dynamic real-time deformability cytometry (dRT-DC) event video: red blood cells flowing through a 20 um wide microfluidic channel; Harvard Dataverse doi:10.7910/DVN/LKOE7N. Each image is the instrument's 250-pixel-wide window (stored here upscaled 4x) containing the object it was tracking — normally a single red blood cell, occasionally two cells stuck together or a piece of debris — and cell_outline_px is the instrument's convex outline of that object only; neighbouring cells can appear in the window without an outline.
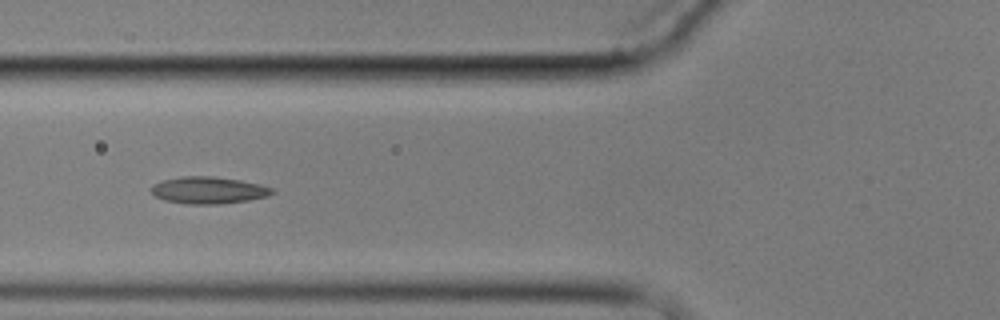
{"species": "common noctule bat (a hibernating species)", "species_latin": "Nyctalus noctula", "temperature_condition": "cold", "stored_images_in_passage": 8, "camera_frame_rate_fps": 3000, "um_per_image_px": 0.085, "animal": {"sex": "male", "body_mass_g": 17.9}, "frame": {"image": 1, "passage_image": 3, "time_ms": 2.333, "image_size_px": [1000, 320], "cell_outline_px": [[276, 192], [268, 196], [248, 200], [220, 204], [188, 204], [164, 200], [156, 196], [148, 188], [152, 184], [160, 180], [180, 176], [212, 176], [240, 180], [260, 184], [276, 188]], "centroid_in_image_um": [17.72, 16.16], "position_along_channel_um": 108.1, "area_um2": 19.31}}
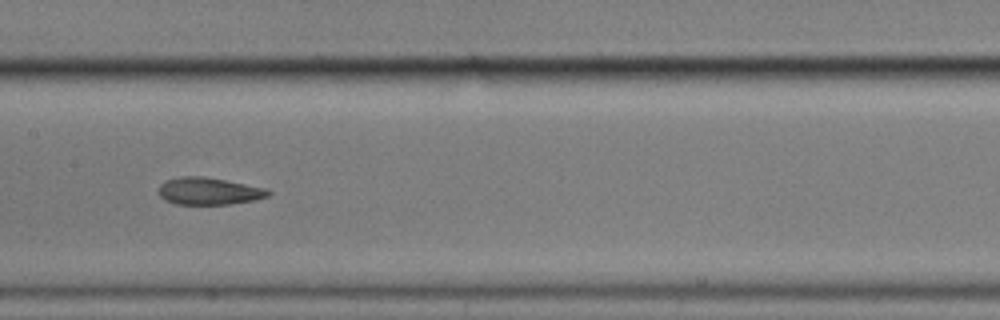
{"frame": {"image": 2, "passage_image": 5, "time_ms": 4.667, "image_size_px": [1000, 320], "cell_outline_px": [[272, 192], [268, 196], [256, 200], [228, 204], [176, 204], [164, 200], [160, 196], [160, 184], [164, 180], [180, 176], [200, 176], [224, 180], [264, 188]], "centroid_in_image_um": [17.72, 16.25], "position_along_channel_um": 189.7, "area_um2": 17.22}}
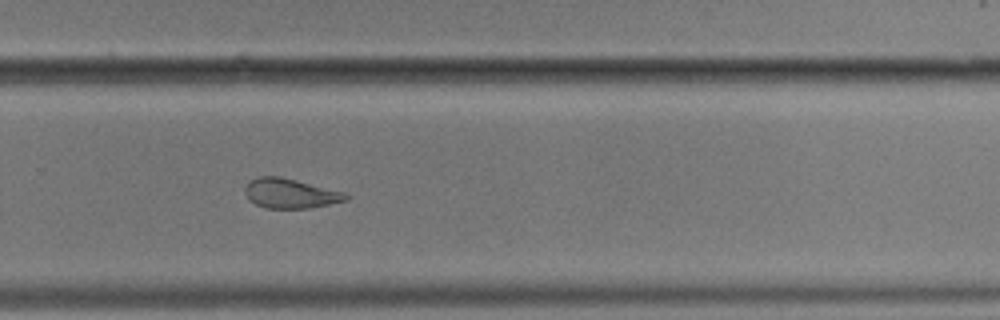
{"frame": {"image": 3, "passage_image": 8, "time_ms": 8.0, "image_size_px": [1000, 320], "cell_outline_px": [[352, 196], [348, 200], [308, 208], [268, 208], [256, 204], [248, 200], [244, 192], [244, 188], [256, 176], [280, 176], [344, 192]], "centroid_in_image_um": [24.68, 16.44], "position_along_channel_um": 305.1, "area_um2": 17.4}}